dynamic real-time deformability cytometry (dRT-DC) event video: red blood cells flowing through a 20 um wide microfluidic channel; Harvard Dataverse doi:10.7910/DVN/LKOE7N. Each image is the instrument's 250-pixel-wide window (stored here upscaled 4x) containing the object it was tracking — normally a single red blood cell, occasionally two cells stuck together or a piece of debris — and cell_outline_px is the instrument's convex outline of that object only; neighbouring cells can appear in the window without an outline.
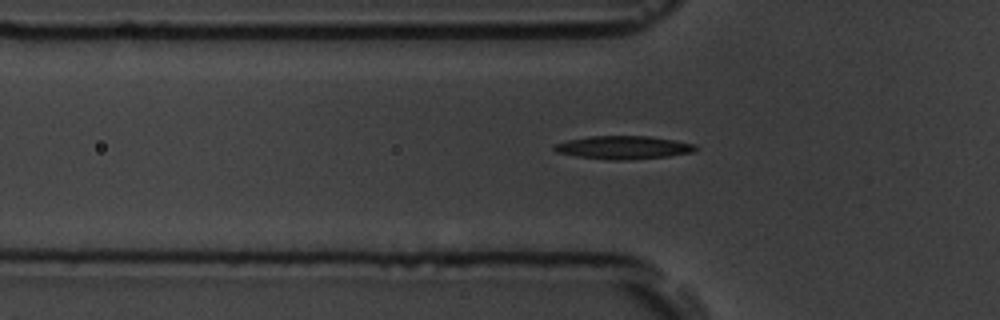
{"species": "common noctule bat (a hibernating species)", "species_latin": "Nyctalus noctula", "temperature_condition": "room temperature", "stored_images_in_passage": 40, "camera_frame_rate_fps": 3000, "um_per_image_px": 0.085, "animal": {"sex": "male", "body_mass_g": 19.5, "forearm_length_mm": 54.6}, "frame": {"image": 1, "passage_image": 10, "time_ms": 3.0, "image_size_px": [1000, 320], "cell_outline_px": [[700, 148], [692, 152], [668, 156], [628, 160], [608, 160], [576, 156], [556, 152], [552, 148], [552, 144], [568, 140], [592, 136], [648, 136], [676, 140], [696, 144]], "centroid_in_image_um": [52.99, 12.54], "position_along_channel_um": 72.8, "area_um2": 19.25}}
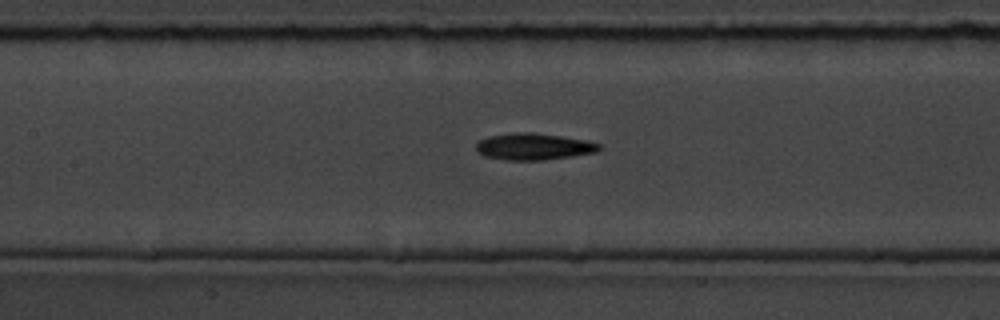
{"frame": {"image": 2, "passage_image": 17, "time_ms": 5.333, "image_size_px": [1000, 320], "cell_outline_px": [[600, 148], [596, 152], [572, 156], [540, 160], [508, 160], [484, 156], [476, 152], [476, 144], [480, 140], [488, 136], [516, 132], [532, 132], [560, 136], [584, 140], [600, 144]], "centroid_in_image_um": [45.31, 12.46], "position_along_channel_um": 162.1, "area_um2": 18.96}}
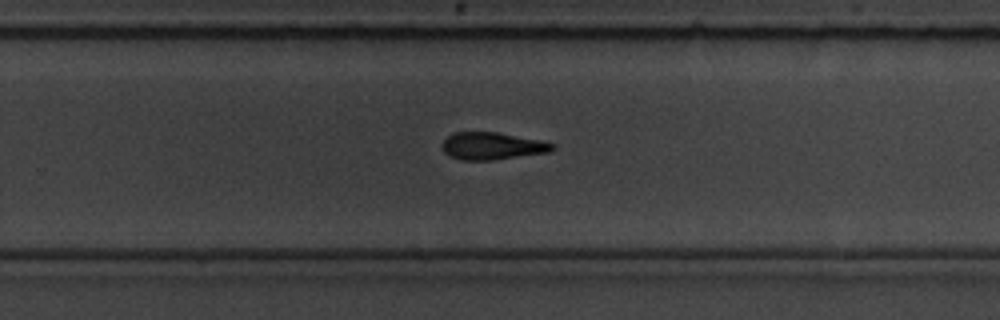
{"frame": {"image": 3, "passage_image": 27, "time_ms": 8.667, "image_size_px": [1000, 320], "cell_outline_px": [[556, 148], [552, 152], [496, 160], [460, 160], [448, 156], [444, 152], [444, 140], [452, 132], [496, 132], [540, 140], [556, 144]], "centroid_in_image_um": [41.89, 12.42], "position_along_channel_um": 287.9, "area_um2": 17.74}, "authors_computed_cell_mechanics": {"area_um2": 18.207, "velocity_mm_per_s": 3.8037, "shape_relaxation_time_tau1_ms": 3.2143, "shape_relaxation_time_tau2_ms": 5.417, "deformation_change_tau1": 0.1352, "deformation_change_tau2": 0.1566}}